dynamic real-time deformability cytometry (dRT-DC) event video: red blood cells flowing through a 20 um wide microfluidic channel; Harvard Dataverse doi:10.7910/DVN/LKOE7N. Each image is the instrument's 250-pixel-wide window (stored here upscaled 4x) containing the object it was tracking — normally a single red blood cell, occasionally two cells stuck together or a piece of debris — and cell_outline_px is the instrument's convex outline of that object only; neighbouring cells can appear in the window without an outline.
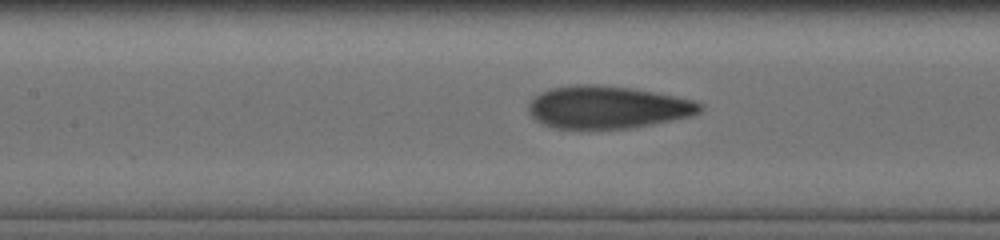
{"species": "human", "species_latin": "Homo sapiens", "temperature_condition": "cold", "stored_images_in_passage": 46, "camera_frame_rate_fps": 3000, "um_per_image_px": 0.085, "donor": {"sex": "male"}, "frame": {"image": 1, "passage_image": 24, "time_ms": 7.667, "image_size_px": [1000, 240], "cell_outline_px": [[704, 104], [700, 112], [692, 116], [672, 120], [628, 128], [552, 128], [536, 120], [528, 112], [528, 104], [540, 92], [552, 88], [572, 84], [592, 84], [632, 88], [676, 96], [696, 100]], "centroid_in_image_um": [51.65, 9.1], "position_along_channel_um": 155.7, "area_um2": 42.48}}
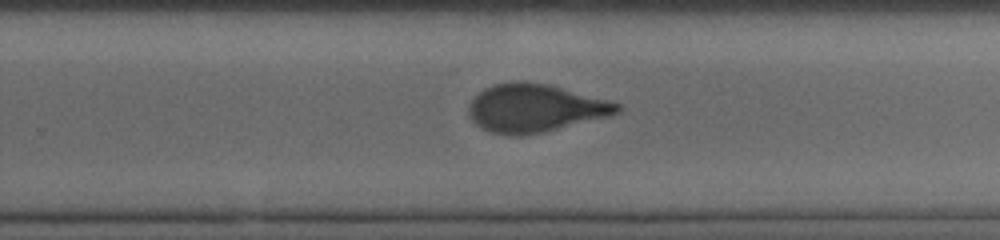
{"frame": {"image": 2, "passage_image": 34, "time_ms": 11.0, "image_size_px": [1000, 240], "cell_outline_px": [[620, 112], [608, 116], [540, 132], [516, 136], [508, 136], [492, 132], [480, 128], [472, 120], [468, 112], [468, 104], [484, 88], [496, 84], [512, 80], [524, 80], [548, 84], [608, 100], [620, 104]], "centroid_in_image_um": [45.42, 9.17], "position_along_channel_um": 284.4, "area_um2": 41.27}}
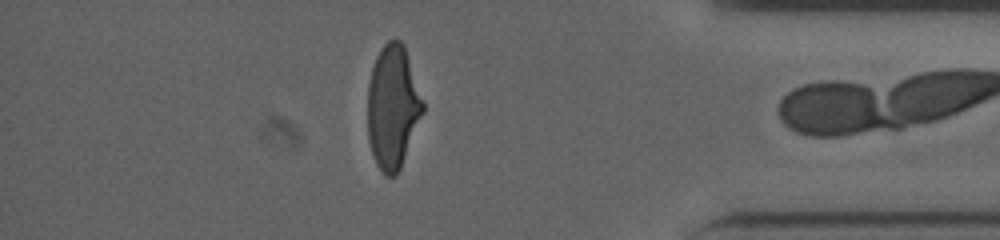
{"frame": {"image": 3, "passage_image": 45, "time_ms": 14.667, "image_size_px": [1000, 240], "cell_outline_px": [[424, 112], [400, 168], [396, 176], [384, 176], [376, 164], [368, 140], [368, 84], [372, 68], [376, 56], [380, 48], [388, 40], [400, 40], [404, 44], [424, 104]], "centroid_in_image_um": [33.38, 9.1], "position_along_channel_um": 401.8, "area_um2": 39.71}}